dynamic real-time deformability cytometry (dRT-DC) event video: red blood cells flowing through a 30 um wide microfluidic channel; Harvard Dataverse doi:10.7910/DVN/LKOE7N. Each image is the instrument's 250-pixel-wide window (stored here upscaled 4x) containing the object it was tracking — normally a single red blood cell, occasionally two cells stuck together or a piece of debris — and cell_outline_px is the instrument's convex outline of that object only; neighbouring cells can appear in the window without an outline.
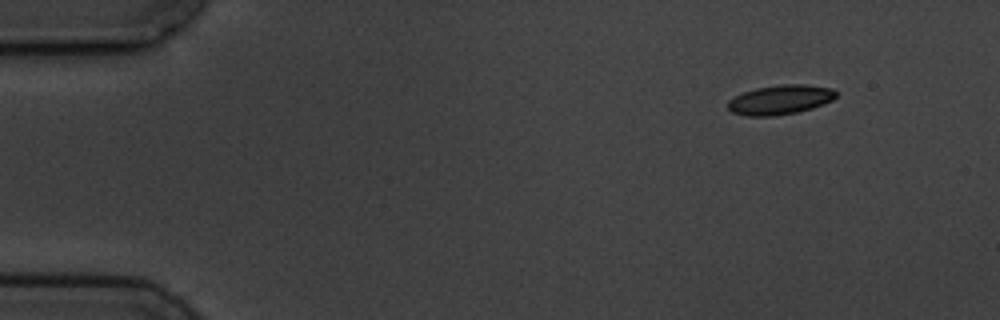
{"species": "common noctule bat (a hibernating species)", "species_latin": "Nyctalus noctula", "temperature_condition": "cold", "stored_images_in_passage": 5, "camera_frame_rate_fps": 3000, "um_per_image_px": 0.085, "animal": {"sex": "male", "body_mass_g": 19.5, "forearm_length_mm": 54.6}, "frame": {"image": 1, "passage_image": 1, "time_ms": 0.0, "image_size_px": [1000, 320], "cell_outline_px": [[836, 96], [832, 100], [824, 104], [812, 108], [796, 112], [772, 116], [748, 116], [732, 112], [728, 108], [728, 100], [744, 92], [756, 88], [784, 84], [804, 84], [832, 88], [836, 92]], "centroid_in_image_um": [66.33, 8.47], "position_along_channel_um": 18.7, "area_um2": 18.44}}
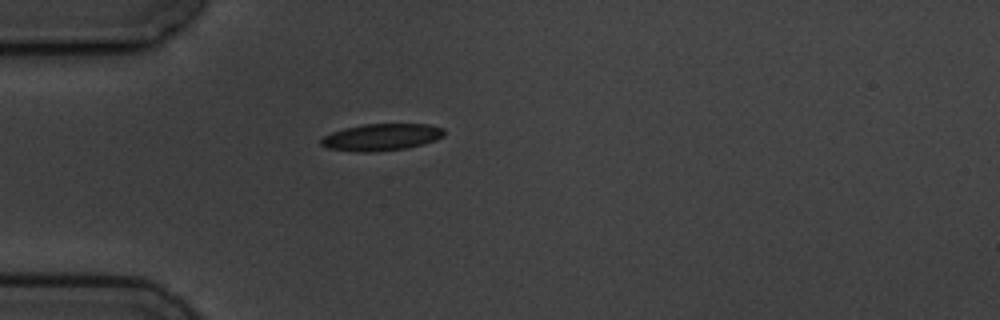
{"frame": {"image": 2, "passage_image": 4, "time_ms": 3.333, "image_size_px": [1000, 320], "cell_outline_px": [[444, 136], [436, 140], [408, 148], [376, 152], [356, 152], [328, 148], [320, 144], [320, 140], [324, 136], [332, 132], [344, 128], [364, 124], [428, 124], [444, 128]], "centroid_in_image_um": [32.43, 11.66], "position_along_channel_um": 52.6, "area_um2": 19.42}}